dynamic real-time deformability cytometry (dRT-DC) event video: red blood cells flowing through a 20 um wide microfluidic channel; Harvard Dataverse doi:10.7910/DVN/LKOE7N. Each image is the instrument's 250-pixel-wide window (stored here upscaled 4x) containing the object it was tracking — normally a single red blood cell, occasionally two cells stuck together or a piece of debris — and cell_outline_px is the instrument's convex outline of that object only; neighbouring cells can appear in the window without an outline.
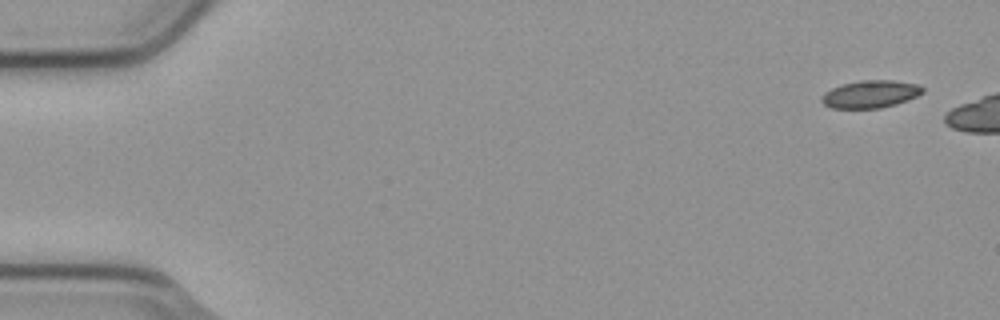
{"species": "common noctule bat (a hibernating species)", "species_latin": "Nyctalus noctula", "temperature_condition": "cold", "stored_images_in_passage": 2, "camera_frame_rate_fps": 3000, "um_per_image_px": 0.085, "animal": {"sex": "male", "body_mass_g": 23.1, "forearm_length_mm": 52.7}, "frame": {"image": 1, "passage_image": 1, "time_ms": 0.0, "image_size_px": [1000, 320], "cell_outline_px": [[924, 92], [908, 100], [896, 104], [880, 108], [832, 108], [824, 104], [820, 100], [820, 96], [824, 92], [840, 84], [860, 80], [892, 80], [920, 84], [924, 88]], "centroid_in_image_um": [73.98, 7.99], "position_along_channel_um": 11.0, "area_um2": 16.42}}